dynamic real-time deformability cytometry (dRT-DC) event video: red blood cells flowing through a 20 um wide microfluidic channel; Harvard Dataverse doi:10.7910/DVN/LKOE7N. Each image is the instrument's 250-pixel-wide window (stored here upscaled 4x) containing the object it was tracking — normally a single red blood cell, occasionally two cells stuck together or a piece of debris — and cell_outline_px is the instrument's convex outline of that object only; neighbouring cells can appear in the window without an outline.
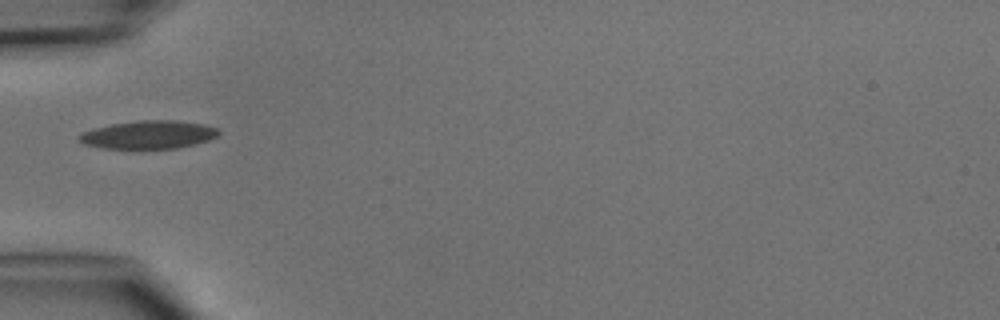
{"species": "common noctule bat (a hibernating species)", "species_latin": "Nyctalus noctula", "temperature_condition": "cold", "stored_images_in_passage": 2, "camera_frame_rate_fps": 3000, "um_per_image_px": 0.085, "animal": {"sex": "male", "body_mass_g": 15.6}, "frame": {"image": 1, "passage_image": 1, "time_ms": 0.0, "image_size_px": [1000, 320], "cell_outline_px": [[220, 132], [216, 136], [208, 140], [176, 148], [100, 148], [84, 144], [80, 140], [80, 136], [84, 132], [92, 128], [112, 124], [140, 120], [176, 120], [204, 124], [216, 128]], "centroid_in_image_um": [12.63, 11.44], "position_along_channel_um": 72.4, "area_um2": 22.54}}